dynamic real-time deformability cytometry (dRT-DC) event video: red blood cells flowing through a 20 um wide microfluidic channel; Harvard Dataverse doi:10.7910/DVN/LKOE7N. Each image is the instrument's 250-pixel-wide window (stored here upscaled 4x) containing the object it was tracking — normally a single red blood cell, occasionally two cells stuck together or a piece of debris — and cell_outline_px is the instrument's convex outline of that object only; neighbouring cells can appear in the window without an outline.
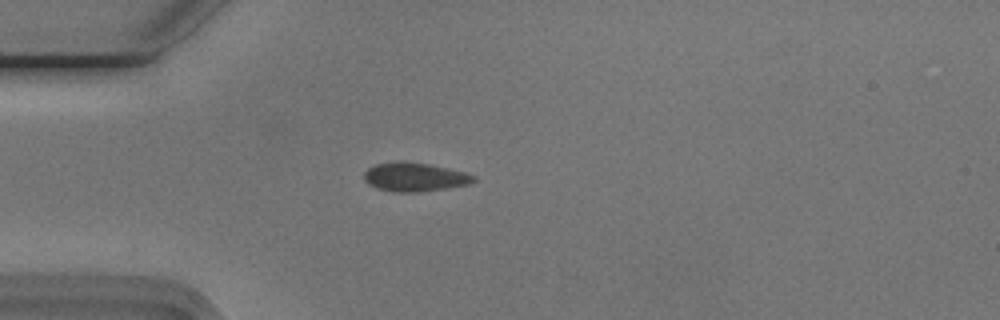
{"species": "Egyptian fruit bat (a non-hibernating species)", "species_latin": "Rousettus aegyptiacus", "temperature_condition": "cold", "stored_images_in_passage": 46, "camera_frame_rate_fps": 3000, "um_per_image_px": 0.085, "animal": {"sex": "male"}, "frame": {"image": 1, "passage_image": 7, "time_ms": 2.0, "image_size_px": [1000, 320], "cell_outline_px": [[476, 180], [468, 184], [420, 192], [392, 192], [376, 188], [368, 184], [364, 180], [364, 172], [368, 168], [376, 164], [428, 164], [448, 168], [464, 172], [476, 176]], "centroid_in_image_um": [35.25, 15.09], "position_along_channel_um": 49.7, "area_um2": 17.69}}
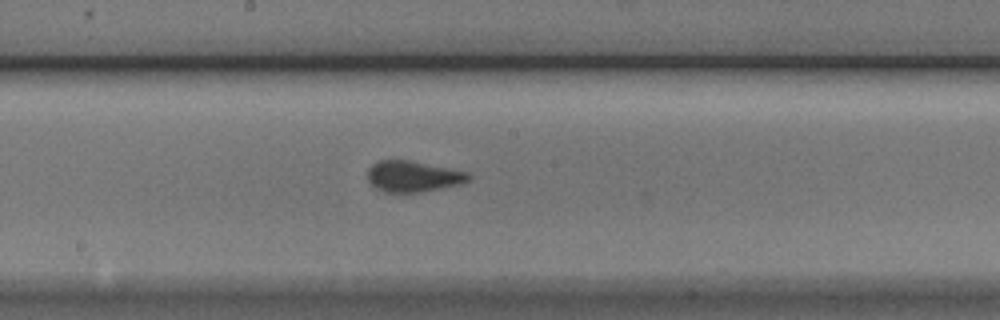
{"frame": {"image": 2, "passage_image": 21, "time_ms": 6.667, "image_size_px": [1000, 320], "cell_outline_px": [[472, 176], [468, 180], [460, 184], [420, 192], [384, 192], [376, 188], [368, 180], [368, 168], [372, 164], [380, 160], [408, 160], [468, 172]], "centroid_in_image_um": [35.09, 14.99], "position_along_channel_um": 213.1, "area_um2": 18.03}}
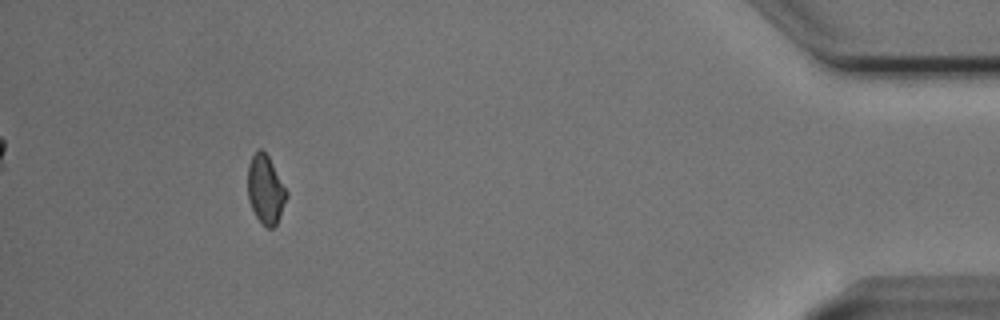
{"frame": {"image": 3, "passage_image": 42, "time_ms": 13.667, "image_size_px": [1000, 320], "cell_outline_px": [[288, 196], [280, 216], [276, 224], [272, 228], [268, 228], [260, 224], [248, 200], [248, 164], [252, 156], [260, 148], [268, 156], [288, 192]], "centroid_in_image_um": [22.57, 16.14], "position_along_channel_um": 412.6, "area_um2": 15.49}, "authors_computed_cell_mechanics": {"area_um2": 17.7446, "velocity_mm_per_s": 3.7539, "shape_relaxation_time_tau1_ms": 4.4129, "shape_relaxation_time_tau2_ms": null, "deformation_change_tau1": 0.0866, "deformation_change_tau2": null}}